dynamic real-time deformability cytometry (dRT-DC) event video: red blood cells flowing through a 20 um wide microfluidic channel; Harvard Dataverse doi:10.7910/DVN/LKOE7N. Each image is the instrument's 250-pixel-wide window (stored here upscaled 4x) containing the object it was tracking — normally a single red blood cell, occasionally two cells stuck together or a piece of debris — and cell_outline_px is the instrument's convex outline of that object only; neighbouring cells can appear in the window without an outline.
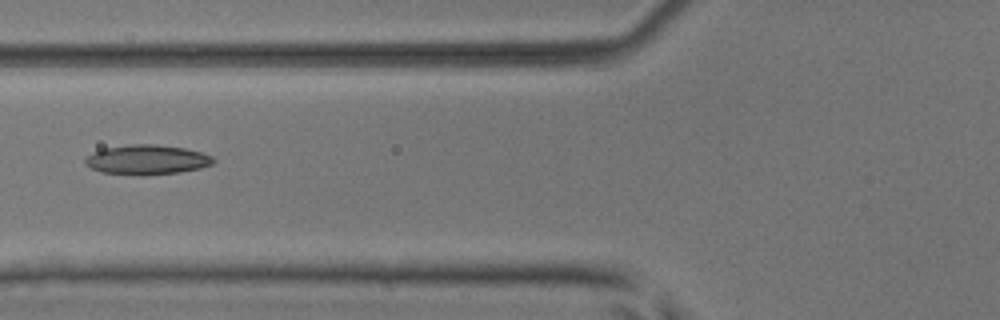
{"species": "common noctule bat (a hibernating species)", "species_latin": "Nyctalus noctula", "temperature_condition": "room temperature", "stored_images_in_passage": 6, "camera_frame_rate_fps": 3000, "um_per_image_px": 0.085, "animal": {"sex": "male", "body_mass_g": 17.9, "forearm_length_mm": 54.2}, "frame": {"image": 1, "passage_image": 6, "time_ms": 1.667, "image_size_px": [1000, 320], "cell_outline_px": [[216, 160], [212, 164], [200, 168], [180, 172], [140, 176], [100, 172], [84, 164], [84, 160], [92, 152], [104, 148], [132, 144], [152, 144], [184, 148], [200, 152], [212, 156]], "centroid_in_image_um": [12.47, 13.59], "position_along_channel_um": 113.3, "area_um2": 22.25}}